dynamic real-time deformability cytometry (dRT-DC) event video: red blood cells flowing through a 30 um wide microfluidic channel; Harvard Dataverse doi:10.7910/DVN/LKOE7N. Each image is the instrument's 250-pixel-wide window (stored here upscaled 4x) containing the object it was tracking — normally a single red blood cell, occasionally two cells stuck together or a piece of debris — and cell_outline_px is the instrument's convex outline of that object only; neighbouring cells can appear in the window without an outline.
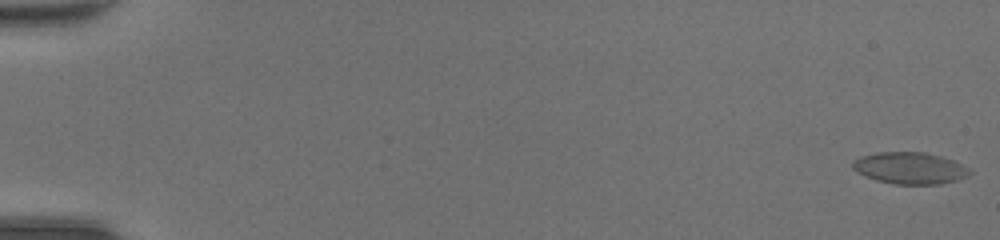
{"species": "common noctule bat (a hibernating species)", "species_latin": "Nyctalus noctula", "temperature_condition": "room temperature", "stored_images_in_passage": 49, "camera_frame_rate_fps": 3000, "um_per_image_px": 0.085, "animal": {"sex": "female", "body_mass_g": 20.0, "forearm_length_mm": 54.0}, "frame": {"image": 1, "passage_image": 1, "time_ms": 0.0, "image_size_px": [1000, 240], "cell_outline_px": [[972, 172], [968, 176], [956, 180], [940, 184], [896, 184], [876, 180], [864, 176], [856, 172], [852, 168], [852, 160], [860, 156], [876, 152], [924, 152], [940, 156], [952, 160], [968, 168]], "centroid_in_image_um": [77.29, 14.28], "position_along_channel_um": 7.7, "area_um2": 21.68}}
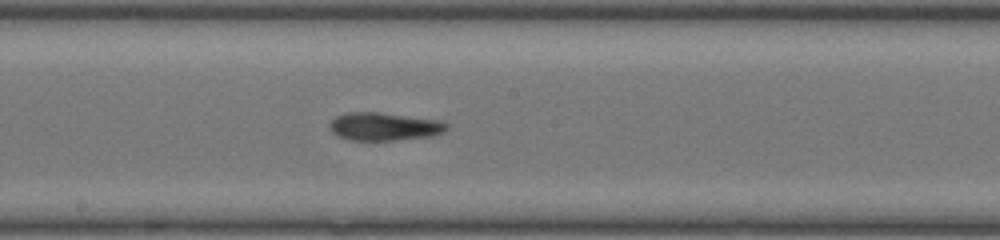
{"frame": {"image": 2, "passage_image": 28, "time_ms": 9.0, "image_size_px": [1000, 240], "cell_outline_px": [[448, 128], [444, 132], [432, 136], [392, 140], [348, 140], [336, 136], [328, 128], [328, 124], [336, 116], [344, 112], [380, 112], [444, 120], [448, 124]], "centroid_in_image_um": [32.65, 10.74], "position_along_channel_um": 215.5, "area_um2": 19.54}}
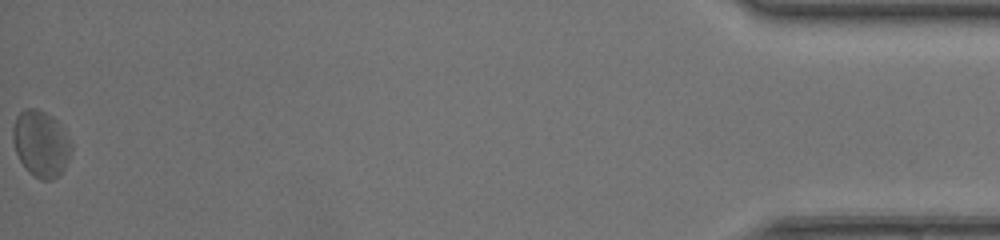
{"frame": {"image": 3, "passage_image": 49, "time_ms": 16.0, "image_size_px": [1000, 240], "cell_outline_px": [[72, 148], [68, 160], [64, 168], [52, 180], [40, 180], [28, 172], [20, 160], [16, 152], [12, 140], [12, 128], [16, 116], [24, 108], [36, 108], [52, 116], [56, 120], [72, 144]], "centroid_in_image_um": [3.45, 12.21], "position_along_channel_um": 431.8, "area_um2": 22.48}, "authors_computed_cell_mechanics": {"area_um2": 19.8254, "velocity_mm_per_s": 4.3902, "shape_relaxation_time_tau1_ms": 4.4429, "shape_relaxation_time_tau2_ms": 2.878, "deformation_change_tau1": 0.1187, "deformation_change_tau2": 0.1137}}